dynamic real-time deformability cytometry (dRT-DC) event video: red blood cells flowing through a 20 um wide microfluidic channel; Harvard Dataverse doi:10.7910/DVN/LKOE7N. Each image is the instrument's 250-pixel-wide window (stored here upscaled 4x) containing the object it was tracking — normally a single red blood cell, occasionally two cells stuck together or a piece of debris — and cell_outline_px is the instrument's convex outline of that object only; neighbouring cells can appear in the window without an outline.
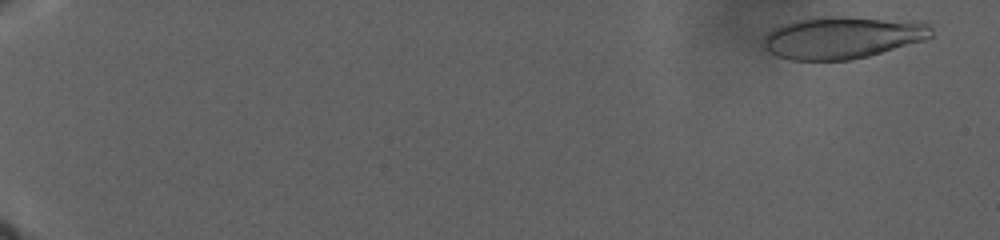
{"species": "human", "species_latin": "Homo sapiens", "temperature_condition": "warm", "stored_images_in_passage": 104, "camera_frame_rate_fps": 3000, "um_per_image_px": 0.085, "donor": {"sex": "male"}, "frame": {"image": 1, "passage_image": 8, "time_ms": 2.0, "image_size_px": [1000, 240], "cell_outline_px": [[932, 36], [924, 40], [868, 56], [848, 60], [792, 60], [776, 56], [768, 52], [764, 48], [764, 36], [772, 28], [780, 24], [812, 16], [848, 16], [928, 20], [932, 28]], "centroid_in_image_um": [71.65, 3.15], "position_along_channel_um": 13.4, "area_um2": 42.31}}
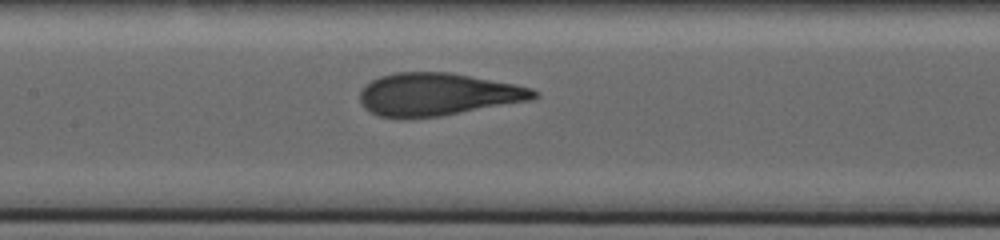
{"frame": {"image": 2, "passage_image": 61, "time_ms": 22.667, "image_size_px": [1000, 240], "cell_outline_px": [[540, 96], [532, 100], [440, 116], [404, 120], [380, 116], [368, 112], [360, 104], [360, 88], [364, 84], [380, 76], [396, 72], [452, 72], [516, 84], [532, 88], [540, 92]], "centroid_in_image_um": [37.18, 8.03], "position_along_channel_um": 170.2, "area_um2": 44.1}}
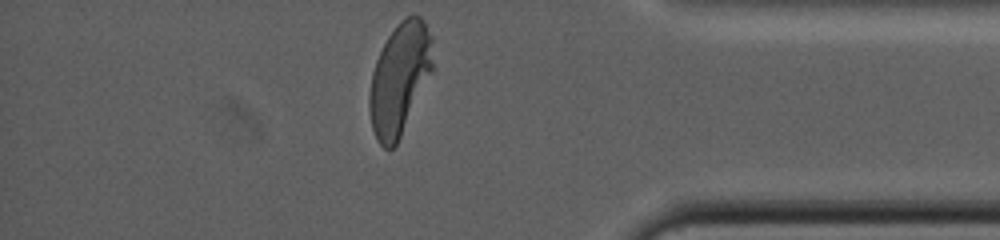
{"frame": {"image": 3, "passage_image": 104, "time_ms": 36.333, "image_size_px": [1000, 240], "cell_outline_px": [[432, 72], [396, 144], [392, 148], [384, 148], [376, 140], [372, 128], [368, 108], [368, 96], [372, 72], [376, 60], [388, 36], [396, 24], [400, 20], [408, 16], [420, 16], [424, 20], [432, 36]], "centroid_in_image_um": [33.95, 6.68], "position_along_channel_um": 401.3, "area_um2": 41.04}}